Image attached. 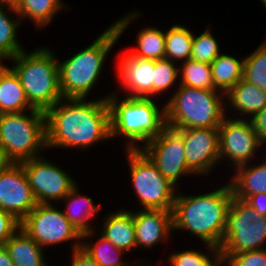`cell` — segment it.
<instances>
[{"instance_id":"9","label":"cell","mask_w":266,"mask_h":266,"mask_svg":"<svg viewBox=\"0 0 266 266\" xmlns=\"http://www.w3.org/2000/svg\"><path fill=\"white\" fill-rule=\"evenodd\" d=\"M266 248V217L244 200L232 197L219 252L224 265L233 255Z\"/></svg>"},{"instance_id":"43","label":"cell","mask_w":266,"mask_h":266,"mask_svg":"<svg viewBox=\"0 0 266 266\" xmlns=\"http://www.w3.org/2000/svg\"><path fill=\"white\" fill-rule=\"evenodd\" d=\"M259 1L261 2V5H264L262 7H264L265 10H266V0H259Z\"/></svg>"},{"instance_id":"25","label":"cell","mask_w":266,"mask_h":266,"mask_svg":"<svg viewBox=\"0 0 266 266\" xmlns=\"http://www.w3.org/2000/svg\"><path fill=\"white\" fill-rule=\"evenodd\" d=\"M21 25L23 26L21 18L13 4L0 1V58L4 62L14 58L26 48L21 45V39H18Z\"/></svg>"},{"instance_id":"20","label":"cell","mask_w":266,"mask_h":266,"mask_svg":"<svg viewBox=\"0 0 266 266\" xmlns=\"http://www.w3.org/2000/svg\"><path fill=\"white\" fill-rule=\"evenodd\" d=\"M99 238H96L97 236ZM91 238V239H90ZM94 239V240H93ZM87 240V241H86ZM81 247L98 263L99 266H158L162 259L157 263L150 260H144L142 257L138 261L128 263L124 258L127 253L121 249L116 248L107 238L101 234H97V229L82 234ZM123 256V257H122ZM137 262V263H136Z\"/></svg>"},{"instance_id":"3","label":"cell","mask_w":266,"mask_h":266,"mask_svg":"<svg viewBox=\"0 0 266 266\" xmlns=\"http://www.w3.org/2000/svg\"><path fill=\"white\" fill-rule=\"evenodd\" d=\"M201 194H187L178 189L173 207V232L187 231L199 243L221 247L227 212L233 197L229 181ZM195 194V195H194ZM182 230V231H181Z\"/></svg>"},{"instance_id":"24","label":"cell","mask_w":266,"mask_h":266,"mask_svg":"<svg viewBox=\"0 0 266 266\" xmlns=\"http://www.w3.org/2000/svg\"><path fill=\"white\" fill-rule=\"evenodd\" d=\"M13 7L23 25L26 21H31L32 25L40 31L50 26L56 14L69 9V5L64 0H16Z\"/></svg>"},{"instance_id":"32","label":"cell","mask_w":266,"mask_h":266,"mask_svg":"<svg viewBox=\"0 0 266 266\" xmlns=\"http://www.w3.org/2000/svg\"><path fill=\"white\" fill-rule=\"evenodd\" d=\"M179 83L197 89L216 90L211 65L191 59L179 64Z\"/></svg>"},{"instance_id":"42","label":"cell","mask_w":266,"mask_h":266,"mask_svg":"<svg viewBox=\"0 0 266 266\" xmlns=\"http://www.w3.org/2000/svg\"><path fill=\"white\" fill-rule=\"evenodd\" d=\"M0 1L10 3V4H14L16 2V0H0Z\"/></svg>"},{"instance_id":"29","label":"cell","mask_w":266,"mask_h":266,"mask_svg":"<svg viewBox=\"0 0 266 266\" xmlns=\"http://www.w3.org/2000/svg\"><path fill=\"white\" fill-rule=\"evenodd\" d=\"M193 42V30L186 25L178 24L170 25L165 29V55L166 59L177 64L190 59Z\"/></svg>"},{"instance_id":"7","label":"cell","mask_w":266,"mask_h":266,"mask_svg":"<svg viewBox=\"0 0 266 266\" xmlns=\"http://www.w3.org/2000/svg\"><path fill=\"white\" fill-rule=\"evenodd\" d=\"M0 150L9 163H21L46 152L45 112L32 109L0 114Z\"/></svg>"},{"instance_id":"33","label":"cell","mask_w":266,"mask_h":266,"mask_svg":"<svg viewBox=\"0 0 266 266\" xmlns=\"http://www.w3.org/2000/svg\"><path fill=\"white\" fill-rule=\"evenodd\" d=\"M243 79L266 92V41L244 56Z\"/></svg>"},{"instance_id":"35","label":"cell","mask_w":266,"mask_h":266,"mask_svg":"<svg viewBox=\"0 0 266 266\" xmlns=\"http://www.w3.org/2000/svg\"><path fill=\"white\" fill-rule=\"evenodd\" d=\"M223 266H266V248L235 254Z\"/></svg>"},{"instance_id":"31","label":"cell","mask_w":266,"mask_h":266,"mask_svg":"<svg viewBox=\"0 0 266 266\" xmlns=\"http://www.w3.org/2000/svg\"><path fill=\"white\" fill-rule=\"evenodd\" d=\"M179 85V65L166 58L155 60L153 72V98H161V94L164 96L166 93L169 95V91H171L170 95L172 96Z\"/></svg>"},{"instance_id":"44","label":"cell","mask_w":266,"mask_h":266,"mask_svg":"<svg viewBox=\"0 0 266 266\" xmlns=\"http://www.w3.org/2000/svg\"><path fill=\"white\" fill-rule=\"evenodd\" d=\"M4 60H2L1 58H0V68L4 65V63L5 62H3Z\"/></svg>"},{"instance_id":"8","label":"cell","mask_w":266,"mask_h":266,"mask_svg":"<svg viewBox=\"0 0 266 266\" xmlns=\"http://www.w3.org/2000/svg\"><path fill=\"white\" fill-rule=\"evenodd\" d=\"M128 177L138 209L173 211L178 188L165 178L142 149H127Z\"/></svg>"},{"instance_id":"14","label":"cell","mask_w":266,"mask_h":266,"mask_svg":"<svg viewBox=\"0 0 266 266\" xmlns=\"http://www.w3.org/2000/svg\"><path fill=\"white\" fill-rule=\"evenodd\" d=\"M182 137L188 168L198 178L210 176L220 165L218 128H173ZM212 172V173H211Z\"/></svg>"},{"instance_id":"41","label":"cell","mask_w":266,"mask_h":266,"mask_svg":"<svg viewBox=\"0 0 266 266\" xmlns=\"http://www.w3.org/2000/svg\"><path fill=\"white\" fill-rule=\"evenodd\" d=\"M9 164V162L5 159L3 152L0 150V171Z\"/></svg>"},{"instance_id":"5","label":"cell","mask_w":266,"mask_h":266,"mask_svg":"<svg viewBox=\"0 0 266 266\" xmlns=\"http://www.w3.org/2000/svg\"><path fill=\"white\" fill-rule=\"evenodd\" d=\"M48 47L35 46L32 51L24 49L7 61L18 75L29 104L44 112L63 98L59 86L58 55Z\"/></svg>"},{"instance_id":"4","label":"cell","mask_w":266,"mask_h":266,"mask_svg":"<svg viewBox=\"0 0 266 266\" xmlns=\"http://www.w3.org/2000/svg\"><path fill=\"white\" fill-rule=\"evenodd\" d=\"M108 94L111 141L116 137L125 141L124 150L142 149L166 127L164 101L162 107L157 98L126 97L114 91Z\"/></svg>"},{"instance_id":"10","label":"cell","mask_w":266,"mask_h":266,"mask_svg":"<svg viewBox=\"0 0 266 266\" xmlns=\"http://www.w3.org/2000/svg\"><path fill=\"white\" fill-rule=\"evenodd\" d=\"M57 204H37L21 221L20 228L43 249L59 244L70 245V250L81 247L82 234L75 229ZM71 241V242H70ZM69 242V243H67Z\"/></svg>"},{"instance_id":"37","label":"cell","mask_w":266,"mask_h":266,"mask_svg":"<svg viewBox=\"0 0 266 266\" xmlns=\"http://www.w3.org/2000/svg\"><path fill=\"white\" fill-rule=\"evenodd\" d=\"M249 121L259 141L266 147V106L254 114Z\"/></svg>"},{"instance_id":"12","label":"cell","mask_w":266,"mask_h":266,"mask_svg":"<svg viewBox=\"0 0 266 266\" xmlns=\"http://www.w3.org/2000/svg\"><path fill=\"white\" fill-rule=\"evenodd\" d=\"M55 163L45 154L20 163L37 204H57L79 183Z\"/></svg>"},{"instance_id":"27","label":"cell","mask_w":266,"mask_h":266,"mask_svg":"<svg viewBox=\"0 0 266 266\" xmlns=\"http://www.w3.org/2000/svg\"><path fill=\"white\" fill-rule=\"evenodd\" d=\"M210 65L214 88L224 94L243 79V57L223 52Z\"/></svg>"},{"instance_id":"1","label":"cell","mask_w":266,"mask_h":266,"mask_svg":"<svg viewBox=\"0 0 266 266\" xmlns=\"http://www.w3.org/2000/svg\"><path fill=\"white\" fill-rule=\"evenodd\" d=\"M46 148L87 151L109 141L110 109L107 96L62 98L45 111ZM109 139V140H108Z\"/></svg>"},{"instance_id":"13","label":"cell","mask_w":266,"mask_h":266,"mask_svg":"<svg viewBox=\"0 0 266 266\" xmlns=\"http://www.w3.org/2000/svg\"><path fill=\"white\" fill-rule=\"evenodd\" d=\"M142 150L155 163L159 172L177 188L179 180L186 176L197 177L186 163L183 137L171 127L166 126Z\"/></svg>"},{"instance_id":"18","label":"cell","mask_w":266,"mask_h":266,"mask_svg":"<svg viewBox=\"0 0 266 266\" xmlns=\"http://www.w3.org/2000/svg\"><path fill=\"white\" fill-rule=\"evenodd\" d=\"M102 220V225H96L97 232L129 255L136 250L133 215L129 209L120 206L115 211H109Z\"/></svg>"},{"instance_id":"26","label":"cell","mask_w":266,"mask_h":266,"mask_svg":"<svg viewBox=\"0 0 266 266\" xmlns=\"http://www.w3.org/2000/svg\"><path fill=\"white\" fill-rule=\"evenodd\" d=\"M32 109L18 75L5 63L0 68V114Z\"/></svg>"},{"instance_id":"17","label":"cell","mask_w":266,"mask_h":266,"mask_svg":"<svg viewBox=\"0 0 266 266\" xmlns=\"http://www.w3.org/2000/svg\"><path fill=\"white\" fill-rule=\"evenodd\" d=\"M129 211L133 215L136 250L138 248L150 251L158 247L159 243L171 240L174 233L172 211L152 209H130Z\"/></svg>"},{"instance_id":"16","label":"cell","mask_w":266,"mask_h":266,"mask_svg":"<svg viewBox=\"0 0 266 266\" xmlns=\"http://www.w3.org/2000/svg\"><path fill=\"white\" fill-rule=\"evenodd\" d=\"M113 57L117 58L114 73L120 85L114 92L126 97L153 98L154 60L134 57L128 51H119Z\"/></svg>"},{"instance_id":"38","label":"cell","mask_w":266,"mask_h":266,"mask_svg":"<svg viewBox=\"0 0 266 266\" xmlns=\"http://www.w3.org/2000/svg\"><path fill=\"white\" fill-rule=\"evenodd\" d=\"M71 257H69L68 266H99L98 263L82 248H76L69 251Z\"/></svg>"},{"instance_id":"6","label":"cell","mask_w":266,"mask_h":266,"mask_svg":"<svg viewBox=\"0 0 266 266\" xmlns=\"http://www.w3.org/2000/svg\"><path fill=\"white\" fill-rule=\"evenodd\" d=\"M166 126L218 128L226 115L225 94L179 85L165 101Z\"/></svg>"},{"instance_id":"40","label":"cell","mask_w":266,"mask_h":266,"mask_svg":"<svg viewBox=\"0 0 266 266\" xmlns=\"http://www.w3.org/2000/svg\"><path fill=\"white\" fill-rule=\"evenodd\" d=\"M0 266H15L5 246H0Z\"/></svg>"},{"instance_id":"2","label":"cell","mask_w":266,"mask_h":266,"mask_svg":"<svg viewBox=\"0 0 266 266\" xmlns=\"http://www.w3.org/2000/svg\"><path fill=\"white\" fill-rule=\"evenodd\" d=\"M140 14L143 13L136 9L126 12L99 33L86 48L63 61L58 58L59 86L63 98L89 99L88 96L103 78L101 74L107 57L127 28L142 16Z\"/></svg>"},{"instance_id":"15","label":"cell","mask_w":266,"mask_h":266,"mask_svg":"<svg viewBox=\"0 0 266 266\" xmlns=\"http://www.w3.org/2000/svg\"><path fill=\"white\" fill-rule=\"evenodd\" d=\"M36 205L23 166L9 163L0 171V209L21 222Z\"/></svg>"},{"instance_id":"36","label":"cell","mask_w":266,"mask_h":266,"mask_svg":"<svg viewBox=\"0 0 266 266\" xmlns=\"http://www.w3.org/2000/svg\"><path fill=\"white\" fill-rule=\"evenodd\" d=\"M20 226L21 222L19 220L0 209V246H4Z\"/></svg>"},{"instance_id":"30","label":"cell","mask_w":266,"mask_h":266,"mask_svg":"<svg viewBox=\"0 0 266 266\" xmlns=\"http://www.w3.org/2000/svg\"><path fill=\"white\" fill-rule=\"evenodd\" d=\"M199 250L188 248L180 251L171 252L163 260L167 266H223L219 249L209 244H203ZM205 250V252L203 251Z\"/></svg>"},{"instance_id":"39","label":"cell","mask_w":266,"mask_h":266,"mask_svg":"<svg viewBox=\"0 0 266 266\" xmlns=\"http://www.w3.org/2000/svg\"><path fill=\"white\" fill-rule=\"evenodd\" d=\"M244 201L258 214L266 217V194L257 193L249 195Z\"/></svg>"},{"instance_id":"28","label":"cell","mask_w":266,"mask_h":266,"mask_svg":"<svg viewBox=\"0 0 266 266\" xmlns=\"http://www.w3.org/2000/svg\"><path fill=\"white\" fill-rule=\"evenodd\" d=\"M136 43L127 51L137 58L158 60L165 59V30L148 24L139 29L136 34Z\"/></svg>"},{"instance_id":"34","label":"cell","mask_w":266,"mask_h":266,"mask_svg":"<svg viewBox=\"0 0 266 266\" xmlns=\"http://www.w3.org/2000/svg\"><path fill=\"white\" fill-rule=\"evenodd\" d=\"M209 26L208 24L198 35L193 31L191 60L211 64L223 52L213 34V28Z\"/></svg>"},{"instance_id":"23","label":"cell","mask_w":266,"mask_h":266,"mask_svg":"<svg viewBox=\"0 0 266 266\" xmlns=\"http://www.w3.org/2000/svg\"><path fill=\"white\" fill-rule=\"evenodd\" d=\"M15 266H51L47 252L23 229L19 228L4 244ZM48 261V262H47Z\"/></svg>"},{"instance_id":"21","label":"cell","mask_w":266,"mask_h":266,"mask_svg":"<svg viewBox=\"0 0 266 266\" xmlns=\"http://www.w3.org/2000/svg\"><path fill=\"white\" fill-rule=\"evenodd\" d=\"M81 184H77L60 202L62 203V211L66 218L81 234L96 229V225L91 222L94 221L95 216H98L101 211V204L94 202L92 197L84 195L80 192ZM64 208V209H63ZM93 225V226H92Z\"/></svg>"},{"instance_id":"19","label":"cell","mask_w":266,"mask_h":266,"mask_svg":"<svg viewBox=\"0 0 266 266\" xmlns=\"http://www.w3.org/2000/svg\"><path fill=\"white\" fill-rule=\"evenodd\" d=\"M225 103L227 116L250 119L266 106V92L241 79L225 94Z\"/></svg>"},{"instance_id":"22","label":"cell","mask_w":266,"mask_h":266,"mask_svg":"<svg viewBox=\"0 0 266 266\" xmlns=\"http://www.w3.org/2000/svg\"><path fill=\"white\" fill-rule=\"evenodd\" d=\"M265 155L260 157L261 161L258 159L254 163L252 161L236 167L232 172L233 174L229 175V179L226 178L232 188L233 196L245 200L249 195L266 194Z\"/></svg>"},{"instance_id":"11","label":"cell","mask_w":266,"mask_h":266,"mask_svg":"<svg viewBox=\"0 0 266 266\" xmlns=\"http://www.w3.org/2000/svg\"><path fill=\"white\" fill-rule=\"evenodd\" d=\"M218 130L220 165L228 161L225 165H231L234 170L240 165L259 159L260 155H265L266 147L259 141L249 119L226 116Z\"/></svg>"}]
</instances>
